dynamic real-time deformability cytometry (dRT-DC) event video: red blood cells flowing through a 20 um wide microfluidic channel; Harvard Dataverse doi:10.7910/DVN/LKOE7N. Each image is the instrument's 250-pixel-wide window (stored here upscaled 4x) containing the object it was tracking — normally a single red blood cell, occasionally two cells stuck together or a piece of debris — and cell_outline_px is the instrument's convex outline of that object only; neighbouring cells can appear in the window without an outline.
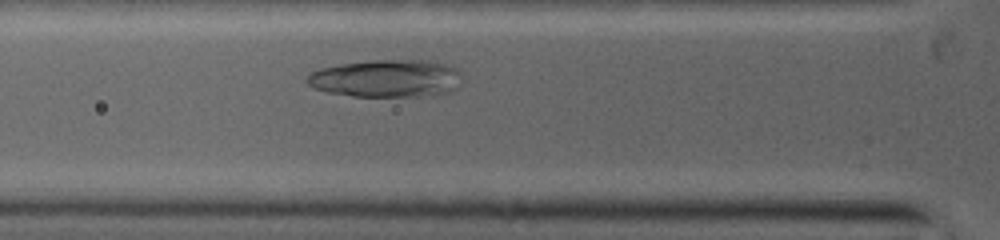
{"species": "common noctule bat (a hibernating species)", "species_latin": "Nyctalus noctula", "temperature_condition": "warm", "stored_images_in_passage": 6, "camera_frame_rate_fps": 5000, "um_per_image_px": 0.085, "animal": {"sex": "female", "body_mass_g": 19.0, "forearm_length_mm": 53.3}, "frame": {"image": 1, "passage_image": 5, "time_ms": 1.6, "image_size_px": [1000, 240], "cell_outline_px": [[460, 72], [448, 88], [436, 92], [408, 96], [352, 96], [332, 92], [316, 88], [308, 84], [308, 76], [312, 72], [320, 68], [340, 64], [368, 60], [436, 60], [448, 64], [456, 68]], "centroid_in_image_um": [32.71, 6.61], "position_along_channel_um": 93.1, "area_um2": 32.6}}